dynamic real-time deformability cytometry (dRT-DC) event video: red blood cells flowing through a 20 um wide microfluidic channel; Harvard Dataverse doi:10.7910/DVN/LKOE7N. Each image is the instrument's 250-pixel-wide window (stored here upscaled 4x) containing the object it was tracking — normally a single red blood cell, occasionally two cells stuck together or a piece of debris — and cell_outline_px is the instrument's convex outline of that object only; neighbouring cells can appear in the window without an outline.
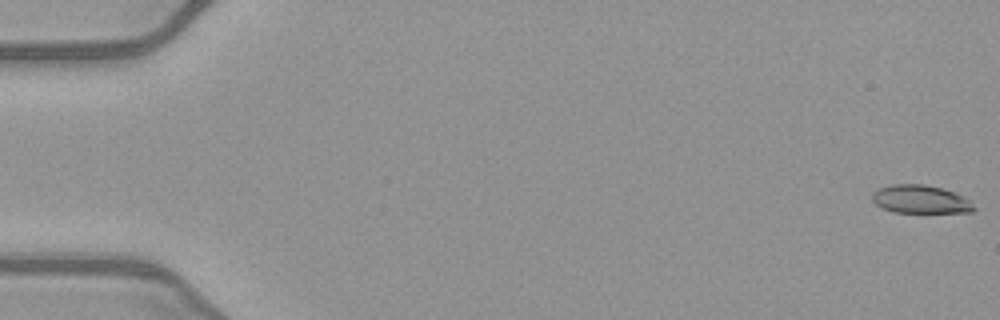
{"species": "common noctule bat (a hibernating species)", "species_latin": "Nyctalus noctula", "temperature_condition": "warm", "stored_images_in_passage": 52, "camera_frame_rate_fps": 3000, "um_per_image_px": 0.085, "animal": {"sex": "female", "body_mass_g": 21.9}, "frame": {"image": 1, "passage_image": 1, "time_ms": 0.0, "image_size_px": [1000, 320], "cell_outline_px": [[976, 208], [972, 212], [892, 212], [876, 204], [872, 200], [872, 192], [880, 188], [892, 184], [924, 184], [944, 188], [964, 196]], "centroid_in_image_um": [78.24, 16.93], "position_along_channel_um": 6.8, "area_um2": 16.7}}
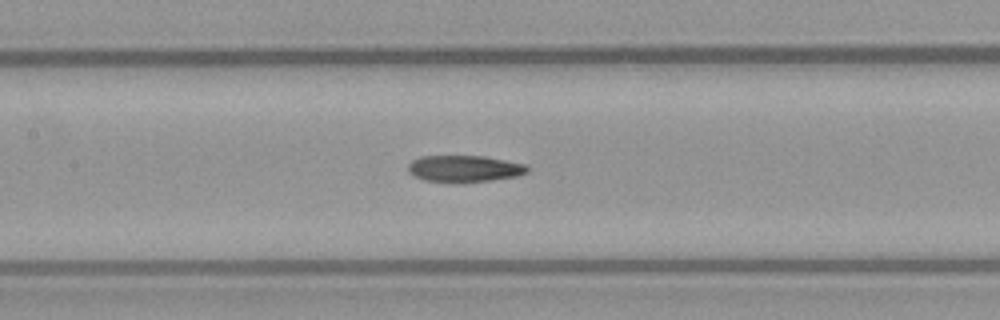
{"frame": {"image": 2, "passage_image": 25, "time_ms": 8.0, "image_size_px": [1000, 320], "cell_outline_px": [[528, 172], [516, 176], [492, 180], [452, 184], [424, 180], [412, 176], [408, 172], [408, 164], [412, 160], [420, 156], [484, 156], [524, 164], [528, 168]], "centroid_in_image_um": [39.4, 14.36], "position_along_channel_um": 168.0, "area_um2": 18.84}}
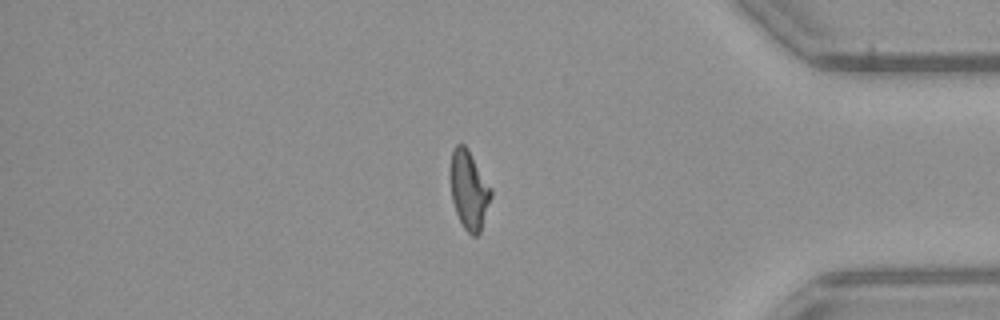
{"frame": {"image": 3, "passage_image": 44, "time_ms": 14.333, "image_size_px": [1000, 320], "cell_outline_px": [[492, 196], [480, 232], [476, 236], [472, 236], [464, 228], [456, 212], [452, 200], [448, 172], [452, 152], [456, 144], [464, 144], [468, 148], [492, 188]], "centroid_in_image_um": [39.85, 16.11], "position_along_channel_um": 395.4, "area_um2": 18.96}, "authors_computed_cell_mechanics": {"area_um2": 18.8139, "velocity_mm_per_s": 4.036, "shape_relaxation_time_tau1_ms": null, "shape_relaxation_time_tau2_ms": 3.3891, "deformation_change_tau1": null, "deformation_change_tau2": 0.1248}}